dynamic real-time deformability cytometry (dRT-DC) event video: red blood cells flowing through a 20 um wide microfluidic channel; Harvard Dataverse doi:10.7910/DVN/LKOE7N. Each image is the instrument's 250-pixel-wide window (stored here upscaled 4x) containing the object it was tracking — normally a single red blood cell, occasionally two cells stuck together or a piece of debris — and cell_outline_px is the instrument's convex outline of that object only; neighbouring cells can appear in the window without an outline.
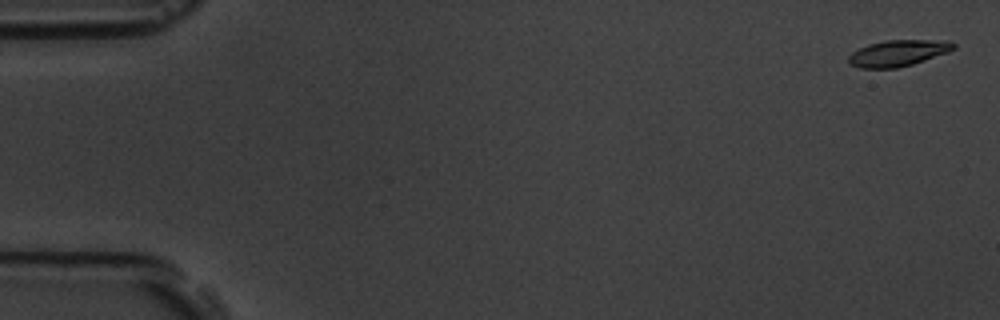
{"species": "common noctule bat (a hibernating species)", "species_latin": "Nyctalus noctula", "temperature_condition": "room temperature", "stored_images_in_passage": 6, "segment_of_instrument_passage": [1, 2], "camera_frame_rate_fps": 3000, "um_per_image_px": 0.085, "animal": {"sex": "male", "body_mass_g": 19.5, "forearm_length_mm": 54.6}, "frame": {"image": 1, "passage_image": 1, "time_ms": 0.0, "image_size_px": [1000, 320], "cell_outline_px": [[956, 48], [948, 52], [912, 64], [896, 68], [860, 68], [848, 64], [848, 56], [852, 52], [868, 44], [884, 40], [952, 40], [956, 44]], "centroid_in_image_um": [76.34, 4.5], "position_along_channel_um": 8.7, "area_um2": 16.18}}
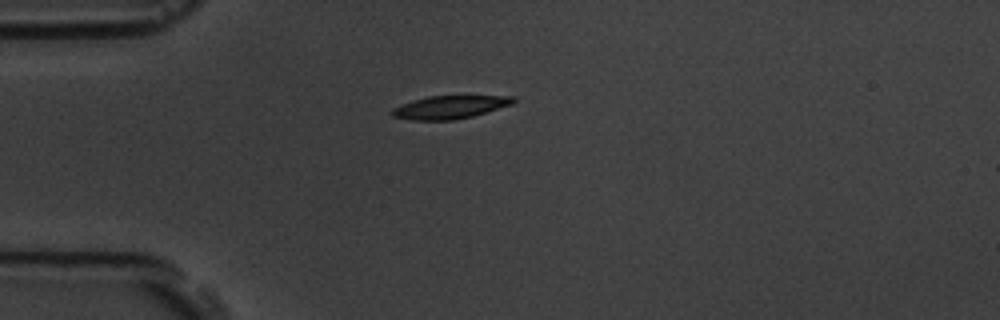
{"frame": {"image": 2, "passage_image": 5, "time_ms": 4.667, "image_size_px": [1000, 320], "cell_outline_px": [[516, 100], [512, 104], [472, 116], [452, 120], [412, 120], [392, 116], [388, 112], [392, 108], [412, 100], [428, 96], [516, 96]], "centroid_in_image_um": [38.19, 9.1], "position_along_channel_um": 46.8, "area_um2": 16.24}}